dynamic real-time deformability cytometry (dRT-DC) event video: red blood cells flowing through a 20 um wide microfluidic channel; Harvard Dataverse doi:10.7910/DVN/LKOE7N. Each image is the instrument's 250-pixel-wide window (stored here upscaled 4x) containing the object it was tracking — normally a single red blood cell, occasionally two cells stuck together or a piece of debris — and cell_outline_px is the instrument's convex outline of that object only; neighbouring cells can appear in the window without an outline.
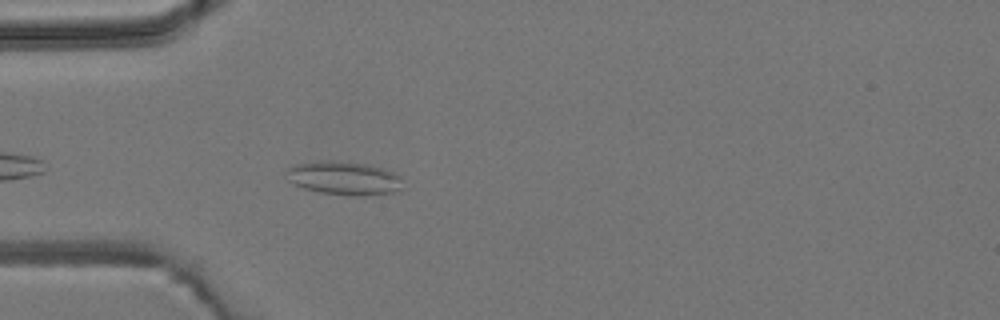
{"species": "common noctule bat (a hibernating species)", "species_latin": "Nyctalus noctula", "temperature_condition": "room temperature", "stored_images_in_passage": 4, "camera_frame_rate_fps": 3000, "um_per_image_px": 0.085, "animal": {"sex": "male", "body_mass_g": 19.2, "forearm_length_mm": 51.8}, "frame": {"image": 1, "passage_image": 4, "time_ms": 3.667, "image_size_px": [1000, 320], "cell_outline_px": [[404, 188], [396, 192], [360, 196], [356, 196], [320, 192], [304, 188], [288, 180], [284, 172], [288, 168], [296, 164], [316, 160], [332, 160], [364, 164], [380, 168], [392, 172], [400, 176]], "centroid_in_image_um": [29.23, 15.14], "position_along_channel_um": 55.8, "area_um2": 22.77}}